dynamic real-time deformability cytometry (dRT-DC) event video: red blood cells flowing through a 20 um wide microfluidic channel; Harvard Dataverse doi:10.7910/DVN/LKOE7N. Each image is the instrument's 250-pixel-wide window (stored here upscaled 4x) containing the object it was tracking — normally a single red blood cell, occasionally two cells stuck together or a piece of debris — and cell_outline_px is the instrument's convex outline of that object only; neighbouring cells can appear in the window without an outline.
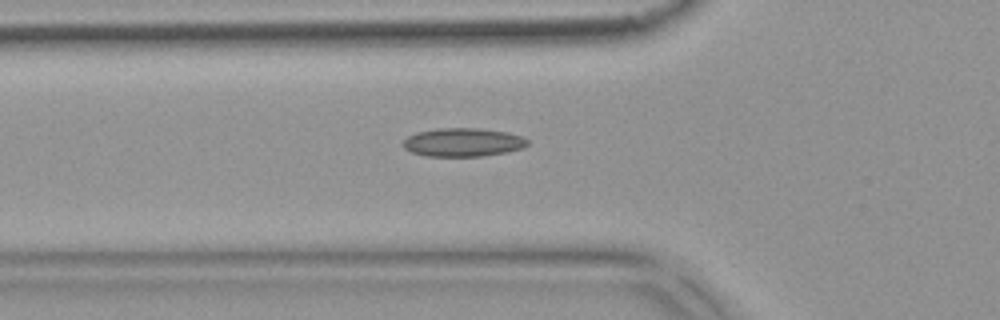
{"species": "common noctule bat (a hibernating species)", "species_latin": "Nyctalus noctula", "temperature_condition": "warm", "stored_images_in_passage": 40, "camera_frame_rate_fps": 3000, "um_per_image_px": 0.085, "animal": {"sex": "female", "body_mass_g": 18.4}, "frame": {"image": 1, "passage_image": 5, "time_ms": 1.333, "image_size_px": [1000, 320], "cell_outline_px": [[528, 144], [524, 148], [508, 152], [480, 156], [428, 156], [412, 152], [404, 148], [400, 144], [408, 136], [416, 132], [440, 128], [476, 128], [504, 132], [520, 136], [528, 140]], "centroid_in_image_um": [39.33, 12.1], "position_along_channel_um": 86.5, "area_um2": 20.58}}
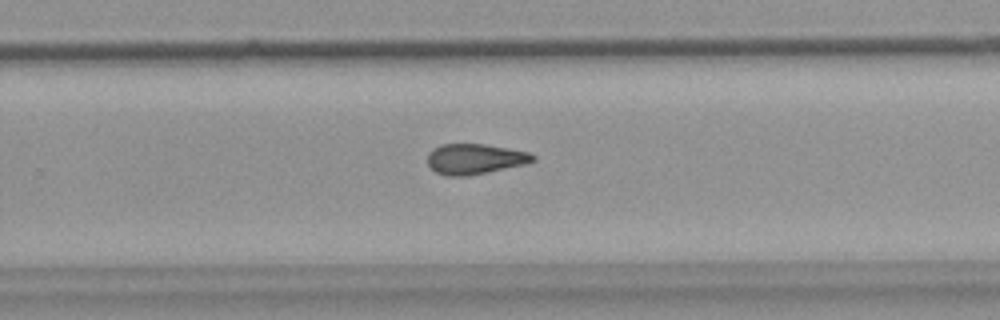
{"frame": {"image": 2, "passage_image": 21, "time_ms": 6.667, "image_size_px": [1000, 320], "cell_outline_px": [[536, 160], [524, 164], [488, 172], [468, 176], [444, 176], [436, 172], [428, 164], [428, 152], [432, 148], [440, 144], [484, 144], [508, 148], [528, 152], [536, 156]], "centroid_in_image_um": [40.34, 13.51], "position_along_channel_um": 289.5, "area_um2": 18.73}}
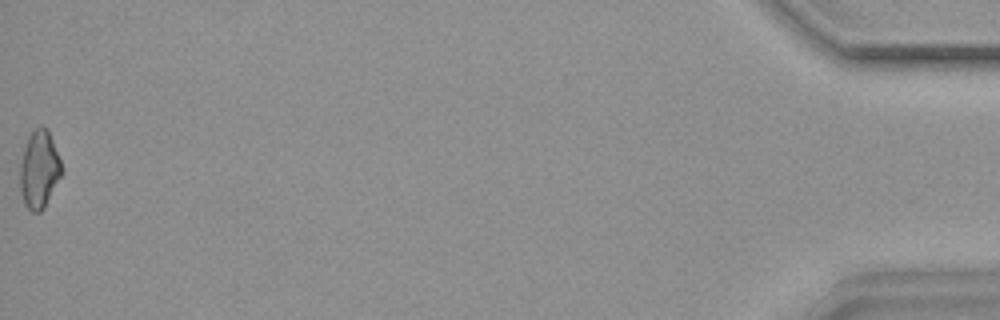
{"frame": {"image": 3, "passage_image": 40, "time_ms": 13.0, "image_size_px": [1000, 320], "cell_outline_px": [[64, 172], [44, 208], [40, 212], [32, 212], [24, 204], [20, 188], [20, 164], [24, 148], [28, 136], [32, 128], [40, 124], [48, 128], [64, 168]], "centroid_in_image_um": [3.36, 14.36], "position_along_channel_um": 431.8, "area_um2": 19.36}, "authors_computed_cell_mechanics": {"area_um2": 18.7561, "velocity_mm_per_s": 3.8097, "shape_relaxation_time_tau1_ms": null, "shape_relaxation_time_tau2_ms": 6.4981, "deformation_change_tau1": null, "deformation_change_tau2": 0.1588}}